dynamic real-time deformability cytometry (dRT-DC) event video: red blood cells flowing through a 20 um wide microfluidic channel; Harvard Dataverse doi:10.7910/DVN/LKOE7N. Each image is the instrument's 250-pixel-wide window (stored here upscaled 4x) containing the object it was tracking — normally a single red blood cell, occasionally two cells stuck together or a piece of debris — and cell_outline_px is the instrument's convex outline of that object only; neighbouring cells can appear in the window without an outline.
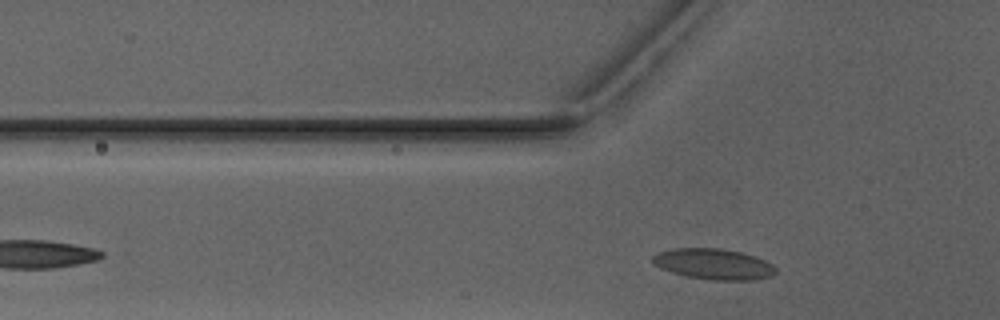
{"species": "Egyptian fruit bat (a non-hibernating species)", "species_latin": "Rousettus aegyptiacus", "temperature_condition": "warm", "stored_images_in_passage": 6, "camera_frame_rate_fps": 3000, "um_per_image_px": 0.085, "animal": {"sex": "male"}, "frame": {"image": 1, "passage_image": 6, "time_ms": 7.0, "image_size_px": [1000, 320], "cell_outline_px": [[776, 272], [772, 276], [752, 280], [712, 280], [684, 276], [660, 268], [652, 260], [652, 256], [660, 252], [672, 248], [720, 248], [740, 252], [756, 256], [772, 264], [776, 268]], "centroid_in_image_um": [60.67, 22.45], "position_along_channel_um": 65.1, "area_um2": 22.08}}